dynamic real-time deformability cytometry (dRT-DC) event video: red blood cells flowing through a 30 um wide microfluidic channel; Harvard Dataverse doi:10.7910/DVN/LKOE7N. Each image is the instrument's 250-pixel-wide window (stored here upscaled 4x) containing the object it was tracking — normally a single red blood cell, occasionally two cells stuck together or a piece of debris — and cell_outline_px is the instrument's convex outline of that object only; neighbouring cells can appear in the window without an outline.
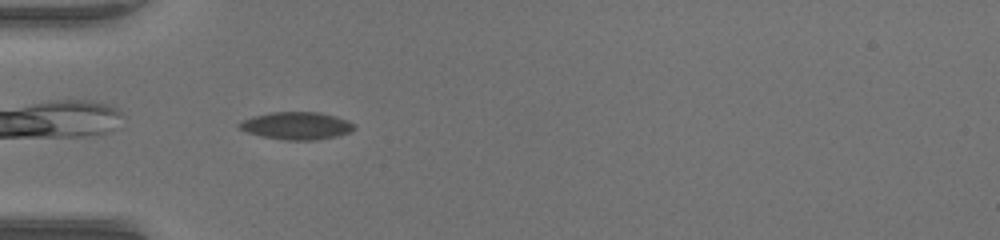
{"species": "common noctule bat (a hibernating species)", "species_latin": "Nyctalus noctula", "temperature_condition": "warm", "stored_images_in_passage": 36, "camera_frame_rate_fps": 3000, "um_per_image_px": 0.085, "animal": {"sex": "female", "body_mass_g": 17.0, "forearm_length_mm": 48.0}, "frame": {"image": 1, "passage_image": 1, "time_ms": 0.0, "image_size_px": [1000, 240], "cell_outline_px": [[356, 128], [352, 132], [336, 136], [316, 140], [284, 140], [260, 136], [248, 132], [240, 128], [236, 124], [252, 116], [272, 112], [320, 112], [336, 116], [348, 120], [356, 124]], "centroid_in_image_um": [25.25, 10.69], "position_along_channel_um": 59.7, "area_um2": 18.61}}
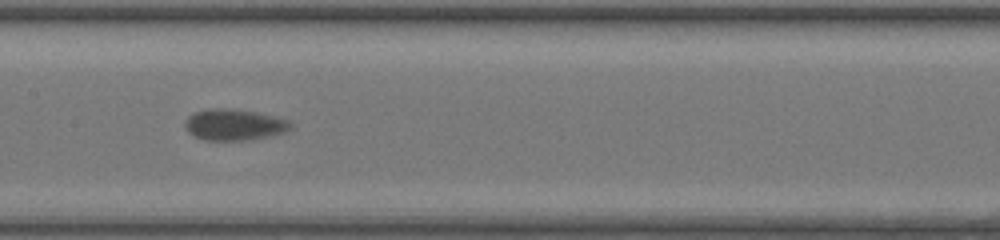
{"frame": {"image": 2, "passage_image": 11, "time_ms": 3.333, "image_size_px": [1000, 240], "cell_outline_px": [[292, 128], [288, 132], [252, 140], [204, 140], [188, 132], [184, 124], [188, 116], [192, 112], [212, 108], [224, 108], [256, 112], [288, 120], [292, 124]], "centroid_in_image_um": [19.92, 10.61], "position_along_channel_um": 187.5, "area_um2": 19.31}}
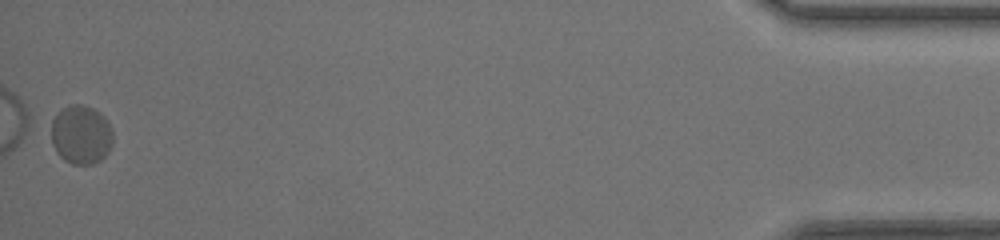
{"frame": {"image": 3, "passage_image": 36, "time_ms": 11.667, "image_size_px": [1000, 240], "cell_outline_px": [[112, 144], [108, 152], [100, 160], [92, 164], [72, 164], [64, 160], [56, 152], [52, 144], [52, 120], [60, 108], [68, 104], [84, 104], [100, 112], [104, 116], [112, 128]], "centroid_in_image_um": [6.88, 11.42], "position_along_channel_um": 428.3, "area_um2": 21.44}, "authors_computed_cell_mechanics": {"area_um2": 18.9006, "velocity_mm_per_s": 3.9851, "shape_relaxation_time_tau1_ms": 3.6374, "shape_relaxation_time_tau2_ms": null, "deformation_change_tau1": 0.0831, "deformation_change_tau2": null}}